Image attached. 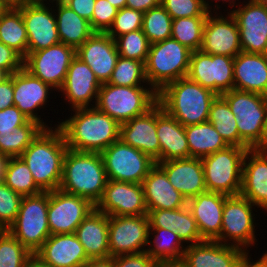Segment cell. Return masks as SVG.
<instances>
[{
    "label": "cell",
    "mask_w": 267,
    "mask_h": 267,
    "mask_svg": "<svg viewBox=\"0 0 267 267\" xmlns=\"http://www.w3.org/2000/svg\"><path fill=\"white\" fill-rule=\"evenodd\" d=\"M75 114L55 124L69 149L101 153L120 139V124L96 107L73 109Z\"/></svg>",
    "instance_id": "cell-1"
},
{
    "label": "cell",
    "mask_w": 267,
    "mask_h": 267,
    "mask_svg": "<svg viewBox=\"0 0 267 267\" xmlns=\"http://www.w3.org/2000/svg\"><path fill=\"white\" fill-rule=\"evenodd\" d=\"M43 129L19 156L43 192L59 189L63 159L68 149L62 131L56 126Z\"/></svg>",
    "instance_id": "cell-2"
},
{
    "label": "cell",
    "mask_w": 267,
    "mask_h": 267,
    "mask_svg": "<svg viewBox=\"0 0 267 267\" xmlns=\"http://www.w3.org/2000/svg\"><path fill=\"white\" fill-rule=\"evenodd\" d=\"M107 181L100 153L67 149L59 186L61 191L85 198L96 206L102 198Z\"/></svg>",
    "instance_id": "cell-3"
},
{
    "label": "cell",
    "mask_w": 267,
    "mask_h": 267,
    "mask_svg": "<svg viewBox=\"0 0 267 267\" xmlns=\"http://www.w3.org/2000/svg\"><path fill=\"white\" fill-rule=\"evenodd\" d=\"M217 95L187 77L165 85L157 102L184 127L208 121L212 101Z\"/></svg>",
    "instance_id": "cell-4"
},
{
    "label": "cell",
    "mask_w": 267,
    "mask_h": 267,
    "mask_svg": "<svg viewBox=\"0 0 267 267\" xmlns=\"http://www.w3.org/2000/svg\"><path fill=\"white\" fill-rule=\"evenodd\" d=\"M192 51L173 38L150 44L145 65L147 83L157 93L168 83L185 78Z\"/></svg>",
    "instance_id": "cell-5"
},
{
    "label": "cell",
    "mask_w": 267,
    "mask_h": 267,
    "mask_svg": "<svg viewBox=\"0 0 267 267\" xmlns=\"http://www.w3.org/2000/svg\"><path fill=\"white\" fill-rule=\"evenodd\" d=\"M157 99L158 93L152 87L102 83L96 104L91 106L109 115L119 124H123L145 114L157 103Z\"/></svg>",
    "instance_id": "cell-6"
},
{
    "label": "cell",
    "mask_w": 267,
    "mask_h": 267,
    "mask_svg": "<svg viewBox=\"0 0 267 267\" xmlns=\"http://www.w3.org/2000/svg\"><path fill=\"white\" fill-rule=\"evenodd\" d=\"M49 192L22 197L15 221L7 229L31 253L51 235L48 223Z\"/></svg>",
    "instance_id": "cell-7"
},
{
    "label": "cell",
    "mask_w": 267,
    "mask_h": 267,
    "mask_svg": "<svg viewBox=\"0 0 267 267\" xmlns=\"http://www.w3.org/2000/svg\"><path fill=\"white\" fill-rule=\"evenodd\" d=\"M247 150L239 146H228L201 158L208 192H218L228 196L240 195L243 160Z\"/></svg>",
    "instance_id": "cell-8"
},
{
    "label": "cell",
    "mask_w": 267,
    "mask_h": 267,
    "mask_svg": "<svg viewBox=\"0 0 267 267\" xmlns=\"http://www.w3.org/2000/svg\"><path fill=\"white\" fill-rule=\"evenodd\" d=\"M237 118L239 138L250 148L261 150V138L267 112V96L232 89L221 95Z\"/></svg>",
    "instance_id": "cell-9"
},
{
    "label": "cell",
    "mask_w": 267,
    "mask_h": 267,
    "mask_svg": "<svg viewBox=\"0 0 267 267\" xmlns=\"http://www.w3.org/2000/svg\"><path fill=\"white\" fill-rule=\"evenodd\" d=\"M108 180L142 184L156 165L149 155L125 144L121 139L101 153Z\"/></svg>",
    "instance_id": "cell-10"
},
{
    "label": "cell",
    "mask_w": 267,
    "mask_h": 267,
    "mask_svg": "<svg viewBox=\"0 0 267 267\" xmlns=\"http://www.w3.org/2000/svg\"><path fill=\"white\" fill-rule=\"evenodd\" d=\"M253 206L255 205L241 195L228 196L222 213L221 233L215 241L239 247L248 253L247 247L254 246L257 240L254 231L256 223H254Z\"/></svg>",
    "instance_id": "cell-11"
},
{
    "label": "cell",
    "mask_w": 267,
    "mask_h": 267,
    "mask_svg": "<svg viewBox=\"0 0 267 267\" xmlns=\"http://www.w3.org/2000/svg\"><path fill=\"white\" fill-rule=\"evenodd\" d=\"M234 58L192 51L187 78L222 95L234 89Z\"/></svg>",
    "instance_id": "cell-12"
},
{
    "label": "cell",
    "mask_w": 267,
    "mask_h": 267,
    "mask_svg": "<svg viewBox=\"0 0 267 267\" xmlns=\"http://www.w3.org/2000/svg\"><path fill=\"white\" fill-rule=\"evenodd\" d=\"M148 214L108 216V240L111 257L146 251L149 231ZM145 248V249H144Z\"/></svg>",
    "instance_id": "cell-13"
},
{
    "label": "cell",
    "mask_w": 267,
    "mask_h": 267,
    "mask_svg": "<svg viewBox=\"0 0 267 267\" xmlns=\"http://www.w3.org/2000/svg\"><path fill=\"white\" fill-rule=\"evenodd\" d=\"M76 50L64 43H57L48 48L27 53L23 67L32 75L58 90L62 87Z\"/></svg>",
    "instance_id": "cell-14"
},
{
    "label": "cell",
    "mask_w": 267,
    "mask_h": 267,
    "mask_svg": "<svg viewBox=\"0 0 267 267\" xmlns=\"http://www.w3.org/2000/svg\"><path fill=\"white\" fill-rule=\"evenodd\" d=\"M89 200L60 189L49 192L48 223L51 235L75 233L78 225L93 211Z\"/></svg>",
    "instance_id": "cell-15"
},
{
    "label": "cell",
    "mask_w": 267,
    "mask_h": 267,
    "mask_svg": "<svg viewBox=\"0 0 267 267\" xmlns=\"http://www.w3.org/2000/svg\"><path fill=\"white\" fill-rule=\"evenodd\" d=\"M95 208L108 216L148 214L142 184L108 180Z\"/></svg>",
    "instance_id": "cell-16"
},
{
    "label": "cell",
    "mask_w": 267,
    "mask_h": 267,
    "mask_svg": "<svg viewBox=\"0 0 267 267\" xmlns=\"http://www.w3.org/2000/svg\"><path fill=\"white\" fill-rule=\"evenodd\" d=\"M230 13L237 21L242 52L267 54V6L249 0Z\"/></svg>",
    "instance_id": "cell-17"
},
{
    "label": "cell",
    "mask_w": 267,
    "mask_h": 267,
    "mask_svg": "<svg viewBox=\"0 0 267 267\" xmlns=\"http://www.w3.org/2000/svg\"><path fill=\"white\" fill-rule=\"evenodd\" d=\"M227 13L226 17L218 16L217 12L214 16L211 11L208 13L200 49L203 53L234 58L242 52L237 21Z\"/></svg>",
    "instance_id": "cell-18"
},
{
    "label": "cell",
    "mask_w": 267,
    "mask_h": 267,
    "mask_svg": "<svg viewBox=\"0 0 267 267\" xmlns=\"http://www.w3.org/2000/svg\"><path fill=\"white\" fill-rule=\"evenodd\" d=\"M45 5L22 3L16 5L22 13L27 30V53L60 43L54 9Z\"/></svg>",
    "instance_id": "cell-19"
},
{
    "label": "cell",
    "mask_w": 267,
    "mask_h": 267,
    "mask_svg": "<svg viewBox=\"0 0 267 267\" xmlns=\"http://www.w3.org/2000/svg\"><path fill=\"white\" fill-rule=\"evenodd\" d=\"M101 83L90 67L79 57L75 56L68 68L64 83L59 89L71 108H88L97 101ZM94 100V101H93Z\"/></svg>",
    "instance_id": "cell-20"
},
{
    "label": "cell",
    "mask_w": 267,
    "mask_h": 267,
    "mask_svg": "<svg viewBox=\"0 0 267 267\" xmlns=\"http://www.w3.org/2000/svg\"><path fill=\"white\" fill-rule=\"evenodd\" d=\"M52 89H54L52 86L44 83L22 67L14 73V106L29 120L39 123L44 129L53 128L46 125L41 116L37 115L38 108L40 109L44 107L43 105H47L49 91H52Z\"/></svg>",
    "instance_id": "cell-21"
},
{
    "label": "cell",
    "mask_w": 267,
    "mask_h": 267,
    "mask_svg": "<svg viewBox=\"0 0 267 267\" xmlns=\"http://www.w3.org/2000/svg\"><path fill=\"white\" fill-rule=\"evenodd\" d=\"M76 56L90 67L102 84L109 81L120 55L111 36L94 32L76 50Z\"/></svg>",
    "instance_id": "cell-22"
},
{
    "label": "cell",
    "mask_w": 267,
    "mask_h": 267,
    "mask_svg": "<svg viewBox=\"0 0 267 267\" xmlns=\"http://www.w3.org/2000/svg\"><path fill=\"white\" fill-rule=\"evenodd\" d=\"M186 200L207 192L201 158L172 159L156 163Z\"/></svg>",
    "instance_id": "cell-23"
},
{
    "label": "cell",
    "mask_w": 267,
    "mask_h": 267,
    "mask_svg": "<svg viewBox=\"0 0 267 267\" xmlns=\"http://www.w3.org/2000/svg\"><path fill=\"white\" fill-rule=\"evenodd\" d=\"M246 254L239 247L204 240L187 245L183 260L189 267H239Z\"/></svg>",
    "instance_id": "cell-24"
},
{
    "label": "cell",
    "mask_w": 267,
    "mask_h": 267,
    "mask_svg": "<svg viewBox=\"0 0 267 267\" xmlns=\"http://www.w3.org/2000/svg\"><path fill=\"white\" fill-rule=\"evenodd\" d=\"M228 195L204 192L187 200V206L196 220L203 240L215 241L221 233L222 213Z\"/></svg>",
    "instance_id": "cell-25"
},
{
    "label": "cell",
    "mask_w": 267,
    "mask_h": 267,
    "mask_svg": "<svg viewBox=\"0 0 267 267\" xmlns=\"http://www.w3.org/2000/svg\"><path fill=\"white\" fill-rule=\"evenodd\" d=\"M156 130V104L145 114L120 124V139L143 153L156 163L160 162V143Z\"/></svg>",
    "instance_id": "cell-26"
},
{
    "label": "cell",
    "mask_w": 267,
    "mask_h": 267,
    "mask_svg": "<svg viewBox=\"0 0 267 267\" xmlns=\"http://www.w3.org/2000/svg\"><path fill=\"white\" fill-rule=\"evenodd\" d=\"M240 195L256 207L267 210V150H247Z\"/></svg>",
    "instance_id": "cell-27"
},
{
    "label": "cell",
    "mask_w": 267,
    "mask_h": 267,
    "mask_svg": "<svg viewBox=\"0 0 267 267\" xmlns=\"http://www.w3.org/2000/svg\"><path fill=\"white\" fill-rule=\"evenodd\" d=\"M36 254L50 267H83L89 260L74 233L50 235Z\"/></svg>",
    "instance_id": "cell-28"
},
{
    "label": "cell",
    "mask_w": 267,
    "mask_h": 267,
    "mask_svg": "<svg viewBox=\"0 0 267 267\" xmlns=\"http://www.w3.org/2000/svg\"><path fill=\"white\" fill-rule=\"evenodd\" d=\"M156 130L160 143V162L189 158L185 127L156 103Z\"/></svg>",
    "instance_id": "cell-29"
},
{
    "label": "cell",
    "mask_w": 267,
    "mask_h": 267,
    "mask_svg": "<svg viewBox=\"0 0 267 267\" xmlns=\"http://www.w3.org/2000/svg\"><path fill=\"white\" fill-rule=\"evenodd\" d=\"M234 89L267 96V54L240 52L234 57Z\"/></svg>",
    "instance_id": "cell-30"
},
{
    "label": "cell",
    "mask_w": 267,
    "mask_h": 267,
    "mask_svg": "<svg viewBox=\"0 0 267 267\" xmlns=\"http://www.w3.org/2000/svg\"><path fill=\"white\" fill-rule=\"evenodd\" d=\"M142 185L148 210L179 209L187 205L185 197L173 187L157 164L149 171Z\"/></svg>",
    "instance_id": "cell-31"
},
{
    "label": "cell",
    "mask_w": 267,
    "mask_h": 267,
    "mask_svg": "<svg viewBox=\"0 0 267 267\" xmlns=\"http://www.w3.org/2000/svg\"><path fill=\"white\" fill-rule=\"evenodd\" d=\"M89 259L107 258L109 253L108 215L96 208L78 225L74 233Z\"/></svg>",
    "instance_id": "cell-32"
},
{
    "label": "cell",
    "mask_w": 267,
    "mask_h": 267,
    "mask_svg": "<svg viewBox=\"0 0 267 267\" xmlns=\"http://www.w3.org/2000/svg\"><path fill=\"white\" fill-rule=\"evenodd\" d=\"M149 228H164L177 233L187 245L204 241L188 206L171 210H148ZM188 242V243H187Z\"/></svg>",
    "instance_id": "cell-33"
},
{
    "label": "cell",
    "mask_w": 267,
    "mask_h": 267,
    "mask_svg": "<svg viewBox=\"0 0 267 267\" xmlns=\"http://www.w3.org/2000/svg\"><path fill=\"white\" fill-rule=\"evenodd\" d=\"M55 7L60 42L77 50L94 33L90 23L64 3L56 4Z\"/></svg>",
    "instance_id": "cell-34"
},
{
    "label": "cell",
    "mask_w": 267,
    "mask_h": 267,
    "mask_svg": "<svg viewBox=\"0 0 267 267\" xmlns=\"http://www.w3.org/2000/svg\"><path fill=\"white\" fill-rule=\"evenodd\" d=\"M0 42L12 48L23 59L27 56L28 36L21 10L6 6L0 12Z\"/></svg>",
    "instance_id": "cell-35"
},
{
    "label": "cell",
    "mask_w": 267,
    "mask_h": 267,
    "mask_svg": "<svg viewBox=\"0 0 267 267\" xmlns=\"http://www.w3.org/2000/svg\"><path fill=\"white\" fill-rule=\"evenodd\" d=\"M185 132L189 157L203 158L229 146L208 121L185 126Z\"/></svg>",
    "instance_id": "cell-36"
},
{
    "label": "cell",
    "mask_w": 267,
    "mask_h": 267,
    "mask_svg": "<svg viewBox=\"0 0 267 267\" xmlns=\"http://www.w3.org/2000/svg\"><path fill=\"white\" fill-rule=\"evenodd\" d=\"M208 122L221 135L229 146H239L250 149L240 138L237 128V118L232 113L227 101L217 95L211 103Z\"/></svg>",
    "instance_id": "cell-37"
},
{
    "label": "cell",
    "mask_w": 267,
    "mask_h": 267,
    "mask_svg": "<svg viewBox=\"0 0 267 267\" xmlns=\"http://www.w3.org/2000/svg\"><path fill=\"white\" fill-rule=\"evenodd\" d=\"M152 233L154 239L153 241L148 240L147 246L150 247L146 249L147 254L152 259L157 263L165 260L183 259L186 247L183 245V242L176 232L164 228H149L148 237L150 238L148 239L152 238Z\"/></svg>",
    "instance_id": "cell-38"
},
{
    "label": "cell",
    "mask_w": 267,
    "mask_h": 267,
    "mask_svg": "<svg viewBox=\"0 0 267 267\" xmlns=\"http://www.w3.org/2000/svg\"><path fill=\"white\" fill-rule=\"evenodd\" d=\"M43 129L39 123L29 120L11 133H0V153L19 157Z\"/></svg>",
    "instance_id": "cell-39"
},
{
    "label": "cell",
    "mask_w": 267,
    "mask_h": 267,
    "mask_svg": "<svg viewBox=\"0 0 267 267\" xmlns=\"http://www.w3.org/2000/svg\"><path fill=\"white\" fill-rule=\"evenodd\" d=\"M207 17H182L172 20L171 38L191 51L200 50Z\"/></svg>",
    "instance_id": "cell-40"
},
{
    "label": "cell",
    "mask_w": 267,
    "mask_h": 267,
    "mask_svg": "<svg viewBox=\"0 0 267 267\" xmlns=\"http://www.w3.org/2000/svg\"><path fill=\"white\" fill-rule=\"evenodd\" d=\"M4 183L22 197L43 192L36 185L30 169L20 157L10 158Z\"/></svg>",
    "instance_id": "cell-41"
},
{
    "label": "cell",
    "mask_w": 267,
    "mask_h": 267,
    "mask_svg": "<svg viewBox=\"0 0 267 267\" xmlns=\"http://www.w3.org/2000/svg\"><path fill=\"white\" fill-rule=\"evenodd\" d=\"M172 20L161 4L144 13L142 30L150 44L171 38Z\"/></svg>",
    "instance_id": "cell-42"
},
{
    "label": "cell",
    "mask_w": 267,
    "mask_h": 267,
    "mask_svg": "<svg viewBox=\"0 0 267 267\" xmlns=\"http://www.w3.org/2000/svg\"><path fill=\"white\" fill-rule=\"evenodd\" d=\"M146 83L144 62L119 56L107 83L117 86H143Z\"/></svg>",
    "instance_id": "cell-43"
},
{
    "label": "cell",
    "mask_w": 267,
    "mask_h": 267,
    "mask_svg": "<svg viewBox=\"0 0 267 267\" xmlns=\"http://www.w3.org/2000/svg\"><path fill=\"white\" fill-rule=\"evenodd\" d=\"M114 40L120 56L146 62L150 43L142 29L125 33Z\"/></svg>",
    "instance_id": "cell-44"
},
{
    "label": "cell",
    "mask_w": 267,
    "mask_h": 267,
    "mask_svg": "<svg viewBox=\"0 0 267 267\" xmlns=\"http://www.w3.org/2000/svg\"><path fill=\"white\" fill-rule=\"evenodd\" d=\"M31 254L8 230H0V267H23Z\"/></svg>",
    "instance_id": "cell-45"
},
{
    "label": "cell",
    "mask_w": 267,
    "mask_h": 267,
    "mask_svg": "<svg viewBox=\"0 0 267 267\" xmlns=\"http://www.w3.org/2000/svg\"><path fill=\"white\" fill-rule=\"evenodd\" d=\"M144 13L124 7L118 10L115 19L106 32L113 39L132 31L142 29Z\"/></svg>",
    "instance_id": "cell-46"
},
{
    "label": "cell",
    "mask_w": 267,
    "mask_h": 267,
    "mask_svg": "<svg viewBox=\"0 0 267 267\" xmlns=\"http://www.w3.org/2000/svg\"><path fill=\"white\" fill-rule=\"evenodd\" d=\"M21 200V195L5 183L0 184V230H7L15 221Z\"/></svg>",
    "instance_id": "cell-47"
},
{
    "label": "cell",
    "mask_w": 267,
    "mask_h": 267,
    "mask_svg": "<svg viewBox=\"0 0 267 267\" xmlns=\"http://www.w3.org/2000/svg\"><path fill=\"white\" fill-rule=\"evenodd\" d=\"M161 5L172 19L182 17H207L208 11L202 0H161Z\"/></svg>",
    "instance_id": "cell-48"
},
{
    "label": "cell",
    "mask_w": 267,
    "mask_h": 267,
    "mask_svg": "<svg viewBox=\"0 0 267 267\" xmlns=\"http://www.w3.org/2000/svg\"><path fill=\"white\" fill-rule=\"evenodd\" d=\"M118 9L108 0H96L92 19L89 22L94 32L106 33L111 27Z\"/></svg>",
    "instance_id": "cell-49"
},
{
    "label": "cell",
    "mask_w": 267,
    "mask_h": 267,
    "mask_svg": "<svg viewBox=\"0 0 267 267\" xmlns=\"http://www.w3.org/2000/svg\"><path fill=\"white\" fill-rule=\"evenodd\" d=\"M29 119L16 107L11 106L0 111V133H11L13 129L25 125Z\"/></svg>",
    "instance_id": "cell-50"
},
{
    "label": "cell",
    "mask_w": 267,
    "mask_h": 267,
    "mask_svg": "<svg viewBox=\"0 0 267 267\" xmlns=\"http://www.w3.org/2000/svg\"><path fill=\"white\" fill-rule=\"evenodd\" d=\"M23 58L12 48L0 42V68L9 75L19 71L23 67Z\"/></svg>",
    "instance_id": "cell-51"
},
{
    "label": "cell",
    "mask_w": 267,
    "mask_h": 267,
    "mask_svg": "<svg viewBox=\"0 0 267 267\" xmlns=\"http://www.w3.org/2000/svg\"><path fill=\"white\" fill-rule=\"evenodd\" d=\"M157 262L147 252L114 257V267H156Z\"/></svg>",
    "instance_id": "cell-52"
},
{
    "label": "cell",
    "mask_w": 267,
    "mask_h": 267,
    "mask_svg": "<svg viewBox=\"0 0 267 267\" xmlns=\"http://www.w3.org/2000/svg\"><path fill=\"white\" fill-rule=\"evenodd\" d=\"M96 0H66L64 4L75 11L80 17L86 19L88 22L92 19L94 5Z\"/></svg>",
    "instance_id": "cell-53"
},
{
    "label": "cell",
    "mask_w": 267,
    "mask_h": 267,
    "mask_svg": "<svg viewBox=\"0 0 267 267\" xmlns=\"http://www.w3.org/2000/svg\"><path fill=\"white\" fill-rule=\"evenodd\" d=\"M14 73L0 84V111L14 106Z\"/></svg>",
    "instance_id": "cell-54"
},
{
    "label": "cell",
    "mask_w": 267,
    "mask_h": 267,
    "mask_svg": "<svg viewBox=\"0 0 267 267\" xmlns=\"http://www.w3.org/2000/svg\"><path fill=\"white\" fill-rule=\"evenodd\" d=\"M161 4V0H126L127 8L141 11L145 13L151 8L157 7Z\"/></svg>",
    "instance_id": "cell-55"
},
{
    "label": "cell",
    "mask_w": 267,
    "mask_h": 267,
    "mask_svg": "<svg viewBox=\"0 0 267 267\" xmlns=\"http://www.w3.org/2000/svg\"><path fill=\"white\" fill-rule=\"evenodd\" d=\"M248 254L241 260L239 267H267V251L256 262H251Z\"/></svg>",
    "instance_id": "cell-56"
},
{
    "label": "cell",
    "mask_w": 267,
    "mask_h": 267,
    "mask_svg": "<svg viewBox=\"0 0 267 267\" xmlns=\"http://www.w3.org/2000/svg\"><path fill=\"white\" fill-rule=\"evenodd\" d=\"M83 267H114V257L89 259Z\"/></svg>",
    "instance_id": "cell-57"
},
{
    "label": "cell",
    "mask_w": 267,
    "mask_h": 267,
    "mask_svg": "<svg viewBox=\"0 0 267 267\" xmlns=\"http://www.w3.org/2000/svg\"><path fill=\"white\" fill-rule=\"evenodd\" d=\"M23 267H50V266H48L36 253H32L31 256L23 264Z\"/></svg>",
    "instance_id": "cell-58"
},
{
    "label": "cell",
    "mask_w": 267,
    "mask_h": 267,
    "mask_svg": "<svg viewBox=\"0 0 267 267\" xmlns=\"http://www.w3.org/2000/svg\"><path fill=\"white\" fill-rule=\"evenodd\" d=\"M11 157L0 153V184L5 182V174Z\"/></svg>",
    "instance_id": "cell-59"
},
{
    "label": "cell",
    "mask_w": 267,
    "mask_h": 267,
    "mask_svg": "<svg viewBox=\"0 0 267 267\" xmlns=\"http://www.w3.org/2000/svg\"><path fill=\"white\" fill-rule=\"evenodd\" d=\"M156 267H189L188 264L183 260H165L157 263Z\"/></svg>",
    "instance_id": "cell-60"
},
{
    "label": "cell",
    "mask_w": 267,
    "mask_h": 267,
    "mask_svg": "<svg viewBox=\"0 0 267 267\" xmlns=\"http://www.w3.org/2000/svg\"><path fill=\"white\" fill-rule=\"evenodd\" d=\"M261 150H267V112H266L262 138H261Z\"/></svg>",
    "instance_id": "cell-61"
},
{
    "label": "cell",
    "mask_w": 267,
    "mask_h": 267,
    "mask_svg": "<svg viewBox=\"0 0 267 267\" xmlns=\"http://www.w3.org/2000/svg\"><path fill=\"white\" fill-rule=\"evenodd\" d=\"M207 0H202V3H203V5H204V7L208 10V11H212L211 9H212V7H211V5H209L208 3V1L206 2ZM215 1H217V0H215ZM222 1H226V3L228 2L229 3V5H230V8L231 7H234V6H236V7H238L239 5H235L236 4V0H235V2H234V0H222ZM219 2H220V0H219Z\"/></svg>",
    "instance_id": "cell-62"
},
{
    "label": "cell",
    "mask_w": 267,
    "mask_h": 267,
    "mask_svg": "<svg viewBox=\"0 0 267 267\" xmlns=\"http://www.w3.org/2000/svg\"><path fill=\"white\" fill-rule=\"evenodd\" d=\"M118 10L126 6V0H108Z\"/></svg>",
    "instance_id": "cell-63"
},
{
    "label": "cell",
    "mask_w": 267,
    "mask_h": 267,
    "mask_svg": "<svg viewBox=\"0 0 267 267\" xmlns=\"http://www.w3.org/2000/svg\"><path fill=\"white\" fill-rule=\"evenodd\" d=\"M46 1L47 0H34V4L45 5ZM54 1H56L55 2V5H56V4L64 3L66 0H49L50 3L51 2L53 3Z\"/></svg>",
    "instance_id": "cell-64"
},
{
    "label": "cell",
    "mask_w": 267,
    "mask_h": 267,
    "mask_svg": "<svg viewBox=\"0 0 267 267\" xmlns=\"http://www.w3.org/2000/svg\"><path fill=\"white\" fill-rule=\"evenodd\" d=\"M22 3H33L34 4V0H10V6H15V5L22 4Z\"/></svg>",
    "instance_id": "cell-65"
},
{
    "label": "cell",
    "mask_w": 267,
    "mask_h": 267,
    "mask_svg": "<svg viewBox=\"0 0 267 267\" xmlns=\"http://www.w3.org/2000/svg\"><path fill=\"white\" fill-rule=\"evenodd\" d=\"M10 75L4 70L0 68V84L9 77Z\"/></svg>",
    "instance_id": "cell-66"
},
{
    "label": "cell",
    "mask_w": 267,
    "mask_h": 267,
    "mask_svg": "<svg viewBox=\"0 0 267 267\" xmlns=\"http://www.w3.org/2000/svg\"><path fill=\"white\" fill-rule=\"evenodd\" d=\"M253 1H256L258 2L259 4H264L267 6V0H253Z\"/></svg>",
    "instance_id": "cell-67"
},
{
    "label": "cell",
    "mask_w": 267,
    "mask_h": 267,
    "mask_svg": "<svg viewBox=\"0 0 267 267\" xmlns=\"http://www.w3.org/2000/svg\"><path fill=\"white\" fill-rule=\"evenodd\" d=\"M5 6H10V0H0Z\"/></svg>",
    "instance_id": "cell-68"
},
{
    "label": "cell",
    "mask_w": 267,
    "mask_h": 267,
    "mask_svg": "<svg viewBox=\"0 0 267 267\" xmlns=\"http://www.w3.org/2000/svg\"><path fill=\"white\" fill-rule=\"evenodd\" d=\"M6 6L0 1V12L5 8Z\"/></svg>",
    "instance_id": "cell-69"
}]
</instances>
